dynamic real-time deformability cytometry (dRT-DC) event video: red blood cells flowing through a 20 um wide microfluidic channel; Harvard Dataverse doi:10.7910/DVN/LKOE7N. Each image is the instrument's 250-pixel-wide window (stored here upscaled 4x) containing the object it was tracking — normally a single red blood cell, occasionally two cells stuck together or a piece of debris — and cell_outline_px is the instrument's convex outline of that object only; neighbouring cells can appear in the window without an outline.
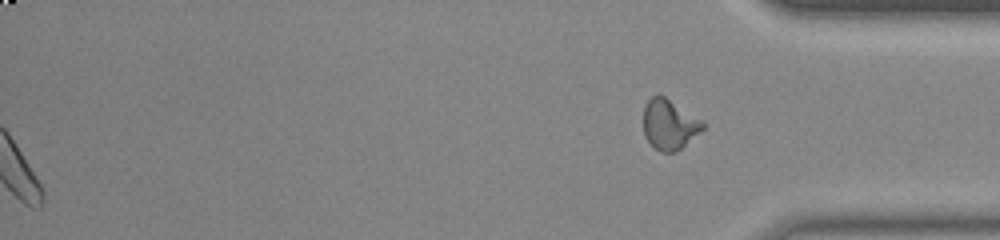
{"species": "common noctule bat (a hibernating species)", "species_latin": "Nyctalus noctula", "temperature_condition": "room temperature", "stored_images_in_passage": 46, "segment_of_instrument_passage": [2, 2], "camera_frame_rate_fps": 3000, "um_per_image_px": 0.085, "animal": {"sex": "male", "body_mass_g": 20.0, "forearm_length_mm": 53.3}, "frame": {"image": 1, "passage_image": 46, "time_ms": 15.0, "image_size_px": [1000, 240], "cell_outline_px": [[704, 128], [680, 148], [672, 152], [660, 152], [644, 136], [644, 104], [652, 96], [664, 96], [700, 120], [704, 124]], "centroid_in_image_um": [56.85, 10.58], "position_along_channel_um": 378.4, "area_um2": 16.7}}